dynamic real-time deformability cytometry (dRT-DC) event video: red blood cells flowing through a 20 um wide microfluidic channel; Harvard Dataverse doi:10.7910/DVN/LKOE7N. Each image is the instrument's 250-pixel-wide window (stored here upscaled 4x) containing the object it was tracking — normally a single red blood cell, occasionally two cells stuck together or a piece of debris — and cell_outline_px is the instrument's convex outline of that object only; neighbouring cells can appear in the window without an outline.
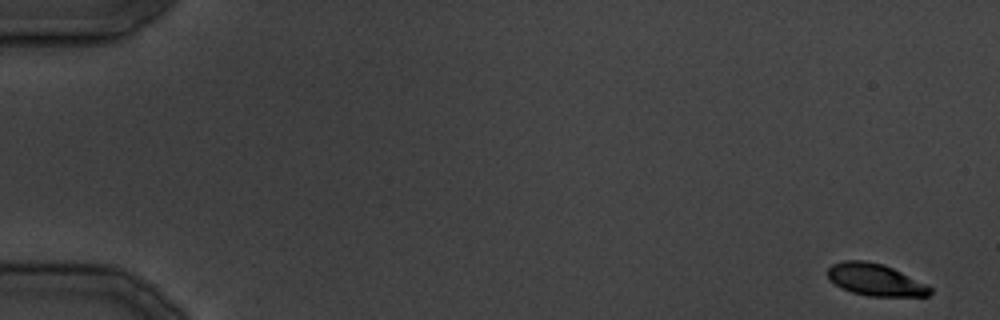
{"species": "common noctule bat (a hibernating species)", "species_latin": "Nyctalus noctula", "temperature_condition": "cold", "stored_images_in_passage": 20, "camera_frame_rate_fps": 3000, "um_per_image_px": 0.085, "animal": {"sex": "male", "body_mass_g": 19.5, "forearm_length_mm": 54.6}, "frame": {"image": 1, "passage_image": 1, "time_ms": 0.0, "image_size_px": [1000, 320], "cell_outline_px": [[932, 292], [928, 296], [868, 296], [852, 292], [840, 288], [828, 280], [828, 268], [832, 264], [844, 260], [864, 260], [884, 264], [928, 284], [932, 288]], "centroid_in_image_um": [74.4, 23.77], "position_along_channel_um": 10.6, "area_um2": 19.36}}
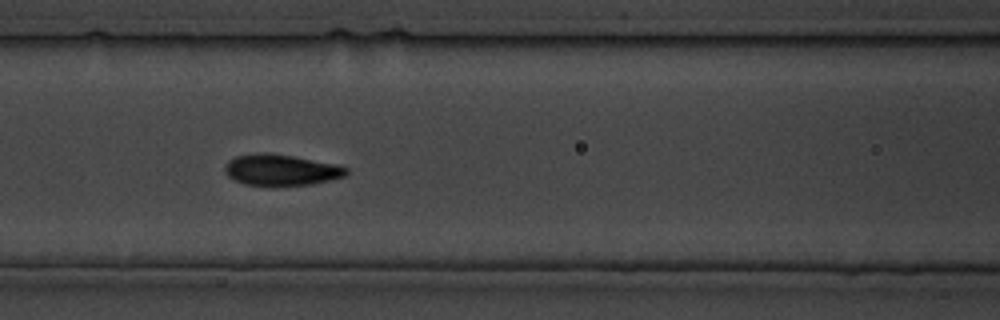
{"frame": {"image": 2, "passage_image": 16, "time_ms": 18.0, "image_size_px": [1000, 320], "cell_outline_px": [[348, 172], [344, 176], [328, 180], [308, 184], [244, 184], [228, 176], [224, 172], [224, 164], [228, 160], [236, 156], [264, 152], [268, 152], [292, 156], [336, 164], [348, 168]], "centroid_in_image_um": [23.85, 14.41], "position_along_channel_um": 142.8, "area_um2": 21.5}}
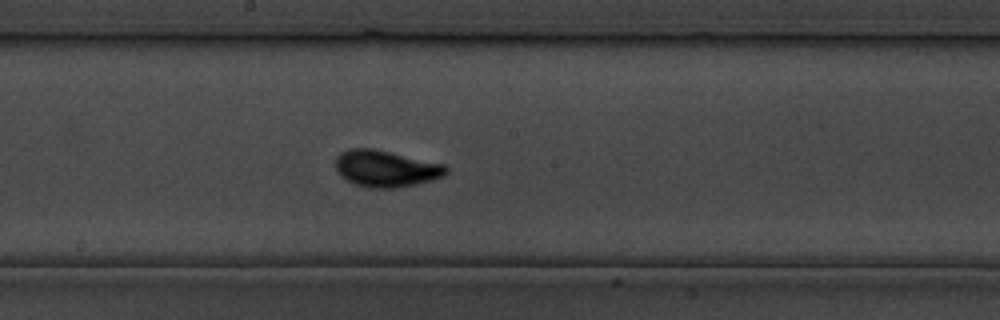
{"frame": {"image": 3, "passage_image": 20, "time_ms": 22.667, "image_size_px": [1000, 320], "cell_outline_px": [[448, 172], [444, 176], [432, 180], [392, 188], [372, 188], [356, 184], [340, 176], [336, 172], [336, 156], [340, 152], [348, 148], [372, 148], [444, 164], [448, 168]], "centroid_in_image_um": [32.77, 14.31], "position_along_channel_um": 215.4, "area_um2": 23.41}}